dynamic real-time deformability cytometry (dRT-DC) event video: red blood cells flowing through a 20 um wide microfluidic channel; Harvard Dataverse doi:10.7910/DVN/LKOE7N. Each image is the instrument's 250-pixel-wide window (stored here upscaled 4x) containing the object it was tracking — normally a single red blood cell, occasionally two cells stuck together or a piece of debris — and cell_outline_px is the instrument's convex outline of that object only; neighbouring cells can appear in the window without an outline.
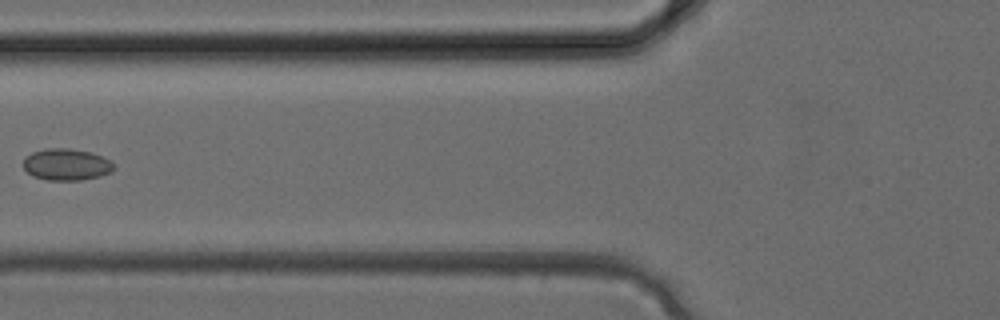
{"species": "common noctule bat (a hibernating species)", "species_latin": "Nyctalus noctula", "temperature_condition": "cold", "stored_images_in_passage": 4, "camera_frame_rate_fps": 3000, "um_per_image_px": 0.085, "animal": {"sex": "female", "body_mass_g": 24.6, "forearm_length_mm": 56.2}, "frame": {"image": 1, "passage_image": 4, "time_ms": 1.0, "image_size_px": [1000, 320], "cell_outline_px": [[116, 168], [112, 172], [100, 176], [80, 180], [48, 180], [32, 176], [24, 168], [24, 160], [32, 152], [44, 148], [68, 148], [92, 152], [112, 160]], "centroid_in_image_um": [5.7, 13.98], "position_along_channel_um": 120.1, "area_um2": 16.88}}